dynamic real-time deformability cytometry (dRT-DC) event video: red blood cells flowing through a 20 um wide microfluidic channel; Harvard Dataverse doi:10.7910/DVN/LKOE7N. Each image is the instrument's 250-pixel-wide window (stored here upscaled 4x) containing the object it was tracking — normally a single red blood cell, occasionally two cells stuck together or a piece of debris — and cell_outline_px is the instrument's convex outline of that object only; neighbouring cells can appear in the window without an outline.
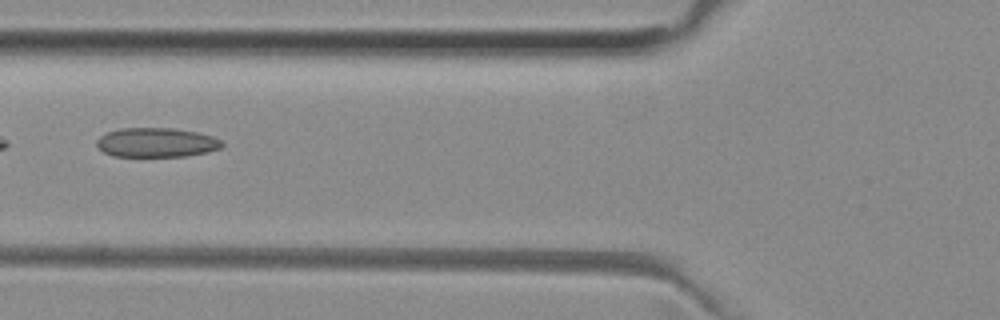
{"species": "common noctule bat (a hibernating species)", "species_latin": "Nyctalus noctula", "temperature_condition": "room temperature", "stored_images_in_passage": 14, "camera_frame_rate_fps": 3000, "um_per_image_px": 0.085, "animal": {"sex": "female", "body_mass_g": 29.2, "forearm_length_mm": 56.3}, "frame": {"image": 1, "passage_image": 6, "time_ms": 1.667, "image_size_px": [1000, 320], "cell_outline_px": [[224, 144], [220, 148], [208, 152], [184, 156], [116, 156], [104, 152], [96, 144], [96, 140], [100, 136], [108, 132], [120, 128], [176, 128], [196, 132], [212, 136], [220, 140]], "centroid_in_image_um": [13.3, 12.1], "position_along_channel_um": 112.5, "area_um2": 21.33}}